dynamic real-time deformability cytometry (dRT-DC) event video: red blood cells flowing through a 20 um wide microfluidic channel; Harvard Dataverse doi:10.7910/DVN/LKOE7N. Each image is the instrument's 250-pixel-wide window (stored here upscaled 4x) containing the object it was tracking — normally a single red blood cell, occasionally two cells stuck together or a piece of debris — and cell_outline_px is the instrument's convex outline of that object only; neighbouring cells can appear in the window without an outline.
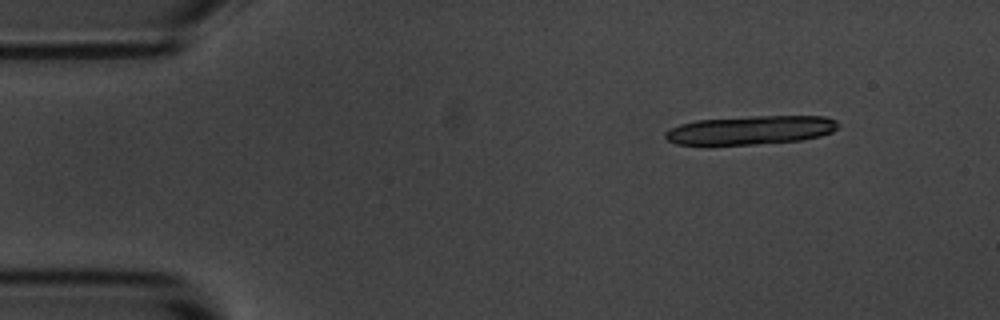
{"species": "common noctule bat (a hibernating species)", "species_latin": "Nyctalus noctula", "temperature_condition": "room temperature", "stored_images_in_passage": 9, "camera_frame_rate_fps": 3000, "um_per_image_px": 0.085, "animal": {"sex": "male", "body_mass_g": 20.1, "forearm_length_mm": 53.5}, "frame": {"image": 1, "passage_image": 1, "time_ms": 0.0, "image_size_px": [1000, 320], "cell_outline_px": [[840, 124], [832, 132], [820, 136], [800, 140], [756, 144], [708, 148], [676, 144], [668, 140], [664, 136], [664, 132], [668, 128], [680, 124], [696, 120], [752, 116], [828, 116], [836, 120]], "centroid_in_image_um": [63.69, 11.09], "position_along_channel_um": 21.3, "area_um2": 30.11}}
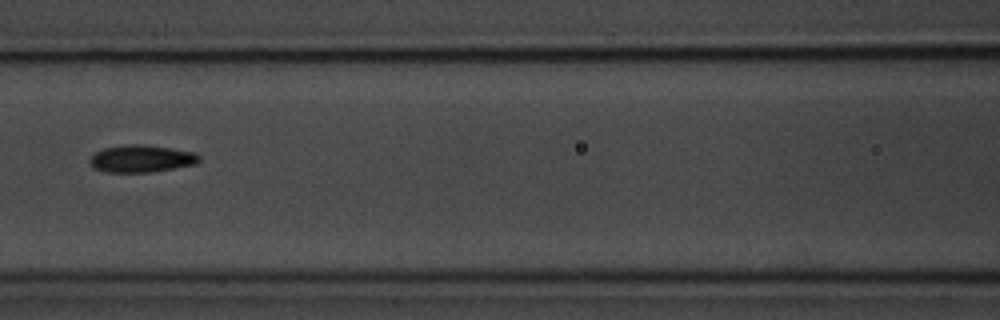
{"frame": {"image": 2, "passage_image": 6, "time_ms": 6.0, "image_size_px": [1000, 320], "cell_outline_px": [[200, 160], [196, 164], [152, 172], [104, 172], [92, 168], [88, 164], [88, 160], [96, 152], [104, 148], [128, 144], [140, 144], [196, 152], [200, 156]], "centroid_in_image_um": [11.99, 13.5], "position_along_channel_um": 154.6, "area_um2": 17.46}}
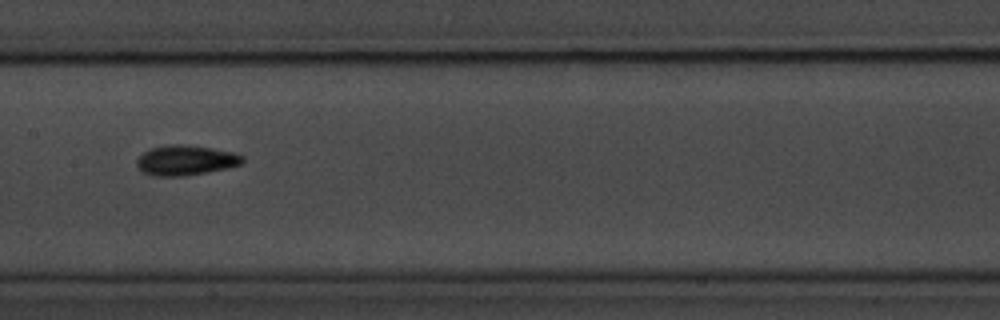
{"frame": {"image": 3, "passage_image": 7, "time_ms": 7.0, "image_size_px": [1000, 320], "cell_outline_px": [[244, 160], [240, 164], [228, 168], [184, 176], [156, 176], [144, 172], [136, 164], [136, 160], [144, 152], [152, 148], [172, 144], [180, 144], [212, 148], [232, 152], [244, 156]], "centroid_in_image_um": [15.8, 13.62], "position_along_channel_um": 191.6, "area_um2": 18.26}}